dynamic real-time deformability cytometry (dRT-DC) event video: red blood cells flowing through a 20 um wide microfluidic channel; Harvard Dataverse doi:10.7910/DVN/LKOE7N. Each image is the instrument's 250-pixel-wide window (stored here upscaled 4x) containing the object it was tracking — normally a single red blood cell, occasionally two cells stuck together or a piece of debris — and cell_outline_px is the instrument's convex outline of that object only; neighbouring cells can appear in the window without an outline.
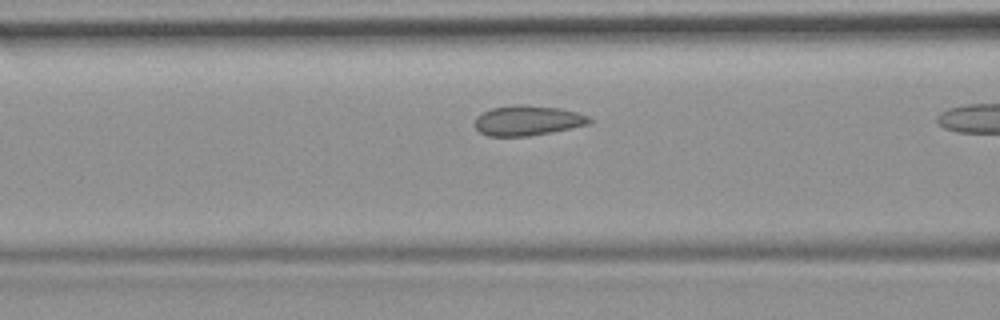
{"species": "common noctule bat (a hibernating species)", "species_latin": "Nyctalus noctula", "temperature_condition": "room temperature", "stored_images_in_passage": 6, "camera_frame_rate_fps": 3000, "um_per_image_px": 0.085, "animal": {"sex": "female", "body_mass_g": 19.9}, "frame": {"image": 1, "passage_image": 4, "time_ms": 1.0, "image_size_px": [1000, 320], "cell_outline_px": [[592, 124], [552, 132], [528, 136], [488, 136], [480, 132], [476, 128], [476, 116], [492, 108], [516, 104], [524, 104], [560, 108], [576, 112], [588, 116], [592, 120]], "centroid_in_image_um": [44.88, 10.24], "position_along_channel_um": 121.7, "area_um2": 20.11}}